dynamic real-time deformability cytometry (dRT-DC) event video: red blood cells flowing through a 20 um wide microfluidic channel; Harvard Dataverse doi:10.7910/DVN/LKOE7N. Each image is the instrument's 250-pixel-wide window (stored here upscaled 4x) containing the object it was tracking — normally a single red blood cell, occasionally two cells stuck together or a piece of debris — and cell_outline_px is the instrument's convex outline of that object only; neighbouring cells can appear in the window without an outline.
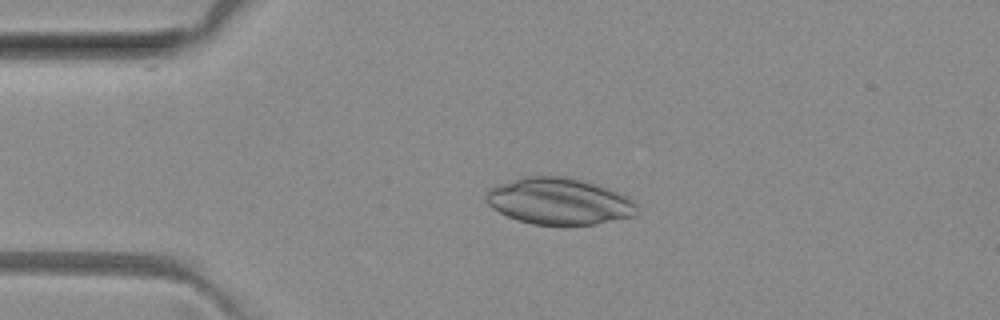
{"species": "common noctule bat (a hibernating species)", "species_latin": "Nyctalus noctula", "temperature_condition": "room temperature", "stored_images_in_passage": 8, "camera_frame_rate_fps": 3000, "um_per_image_px": 0.085, "animal": {"sex": "female", "body_mass_g": 29.2, "forearm_length_mm": 56.3}, "frame": {"image": 1, "passage_image": 1, "time_ms": 0.0, "image_size_px": [1000, 320], "cell_outline_px": [[636, 212], [632, 216], [596, 224], [532, 224], [516, 220], [492, 208], [488, 204], [488, 188], [524, 176], [560, 176], [580, 180], [596, 184], [620, 192], [632, 200], [636, 204]], "centroid_in_image_um": [47.52, 17.1], "position_along_channel_um": 37.5, "area_um2": 40.4}}